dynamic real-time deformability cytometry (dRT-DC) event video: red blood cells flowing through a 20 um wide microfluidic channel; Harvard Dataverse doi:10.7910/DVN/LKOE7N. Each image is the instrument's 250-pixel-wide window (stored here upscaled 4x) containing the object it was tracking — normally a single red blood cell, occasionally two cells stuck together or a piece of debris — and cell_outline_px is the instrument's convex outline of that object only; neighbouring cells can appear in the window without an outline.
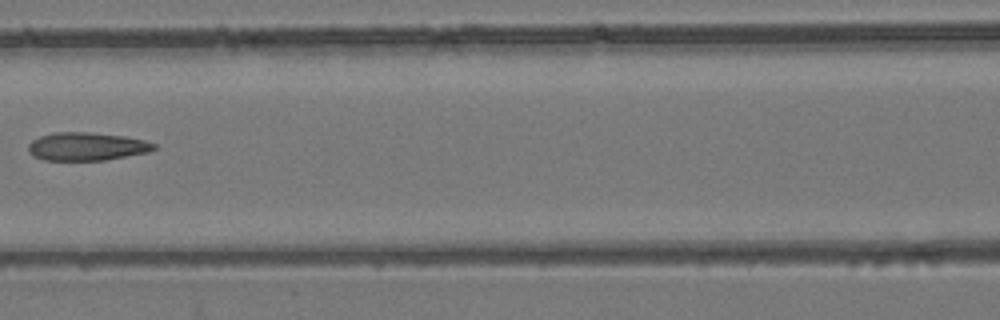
{"species": "common noctule bat (a hibernating species)", "species_latin": "Nyctalus noctula", "temperature_condition": "room temperature", "stored_images_in_passage": 5, "camera_frame_rate_fps": 3000, "um_per_image_px": 0.085, "animal": {"sex": "female", "body_mass_g": 24.6, "forearm_length_mm": 56.2}, "frame": {"image": 1, "passage_image": 4, "time_ms": 3.333, "image_size_px": [1000, 320], "cell_outline_px": [[156, 148], [148, 152], [104, 160], [44, 160], [32, 156], [28, 152], [28, 144], [32, 140], [40, 136], [52, 132], [88, 132], [124, 136], [144, 140], [156, 144]], "centroid_in_image_um": [7.33, 12.45], "position_along_channel_um": 159.3, "area_um2": 20.63}}
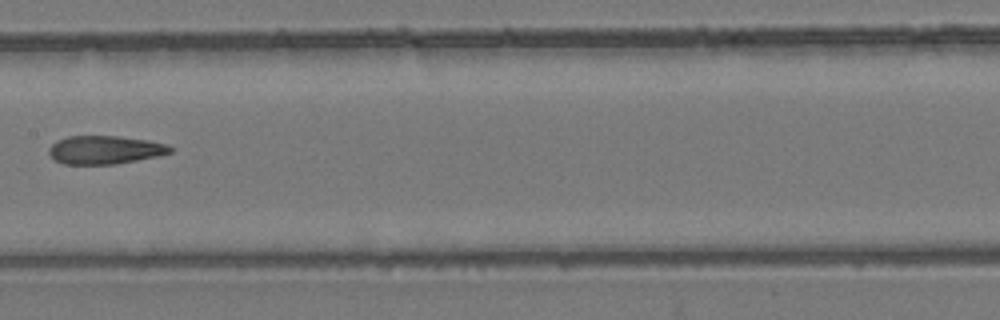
{"frame": {"image": 2, "passage_image": 5, "time_ms": 4.333, "image_size_px": [1000, 320], "cell_outline_px": [[176, 148], [172, 152], [160, 156], [116, 164], [64, 164], [56, 160], [48, 152], [48, 148], [56, 140], [68, 136], [120, 136], [148, 140], [168, 144]], "centroid_in_image_um": [8.98, 12.73], "position_along_channel_um": 198.4, "area_um2": 20.29}}